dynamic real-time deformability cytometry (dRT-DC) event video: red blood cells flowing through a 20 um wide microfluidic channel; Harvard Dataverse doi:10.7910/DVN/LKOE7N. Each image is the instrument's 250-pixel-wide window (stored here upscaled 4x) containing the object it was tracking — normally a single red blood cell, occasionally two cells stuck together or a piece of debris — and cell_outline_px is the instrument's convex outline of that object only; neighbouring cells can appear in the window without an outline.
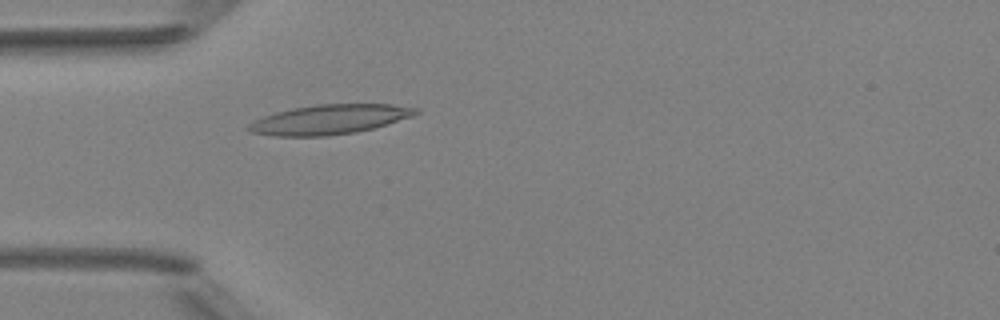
{"species": "Egyptian fruit bat (a non-hibernating species)", "species_latin": "Rousettus aegyptiacus", "temperature_condition": "room temperature", "stored_images_in_passage": 4, "camera_frame_rate_fps": 3000, "um_per_image_px": 0.085, "animal": {"sex": "female"}, "frame": {"image": 1, "passage_image": 4, "time_ms": 4.667, "image_size_px": [1000, 320], "cell_outline_px": [[420, 112], [412, 116], [388, 124], [356, 132], [328, 136], [276, 136], [252, 132], [244, 128], [252, 120], [276, 112], [292, 108], [316, 104], [392, 104], [420, 108]], "centroid_in_image_um": [28.0, 10.15], "position_along_channel_um": 57.0, "area_um2": 29.02}}